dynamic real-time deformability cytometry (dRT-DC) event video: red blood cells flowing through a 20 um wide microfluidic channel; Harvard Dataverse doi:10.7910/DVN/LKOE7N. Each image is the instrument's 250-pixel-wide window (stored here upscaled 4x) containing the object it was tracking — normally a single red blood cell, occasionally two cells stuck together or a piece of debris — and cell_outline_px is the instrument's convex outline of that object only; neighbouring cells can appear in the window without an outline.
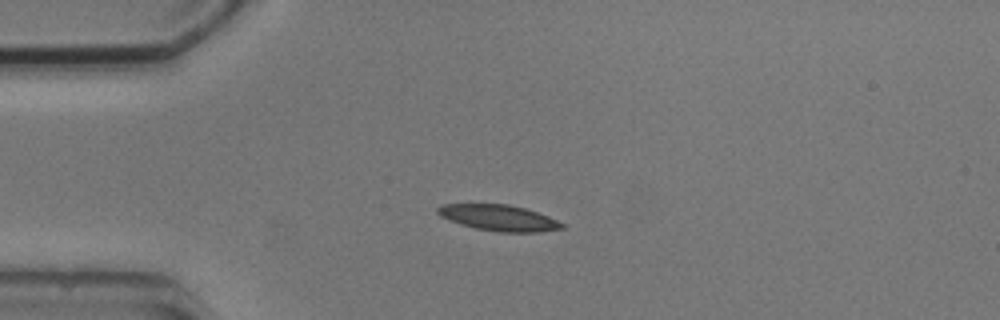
{"species": "common noctule bat (a hibernating species)", "species_latin": "Nyctalus noctula", "temperature_condition": "cold", "stored_images_in_passage": 5, "camera_frame_rate_fps": 3000, "um_per_image_px": 0.085, "animal": {"sex": "male", "body_mass_g": 20.5, "forearm_length_mm": 52.5}, "frame": {"image": 1, "passage_image": 3, "time_ms": 3.333, "image_size_px": [1000, 320], "cell_outline_px": [[568, 224], [564, 228], [536, 232], [500, 232], [476, 228], [460, 224], [448, 220], [440, 216], [436, 212], [436, 208], [444, 204], [508, 204], [524, 208], [548, 216]], "centroid_in_image_um": [42.41, 18.51], "position_along_channel_um": 42.6, "area_um2": 18.84}}